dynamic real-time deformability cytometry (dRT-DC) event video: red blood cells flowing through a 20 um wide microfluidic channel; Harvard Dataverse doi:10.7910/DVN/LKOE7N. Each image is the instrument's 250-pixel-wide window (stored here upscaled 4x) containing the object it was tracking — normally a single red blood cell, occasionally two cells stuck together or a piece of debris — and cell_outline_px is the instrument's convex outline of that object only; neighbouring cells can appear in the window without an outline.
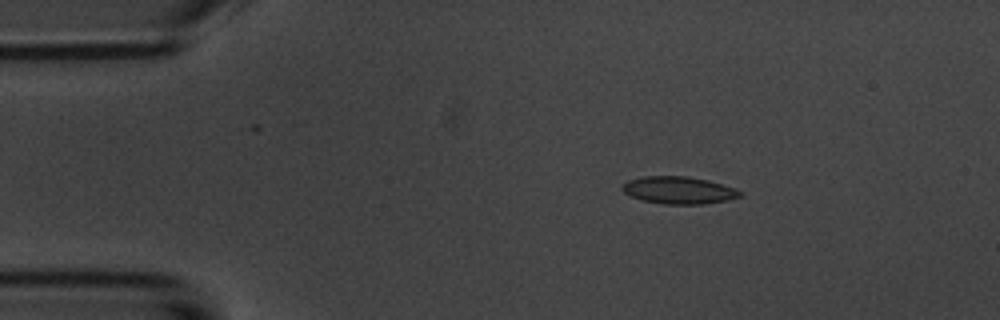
{"species": "common noctule bat (a hibernating species)", "species_latin": "Nyctalus noctula", "temperature_condition": "room temperature", "stored_images_in_passage": 3, "camera_frame_rate_fps": 3000, "um_per_image_px": 0.085, "animal": {"sex": "male", "body_mass_g": 20.1, "forearm_length_mm": 53.5}, "frame": {"image": 1, "passage_image": 2, "time_ms": 1.333, "image_size_px": [1000, 320], "cell_outline_px": [[740, 196], [728, 200], [704, 204], [664, 204], [640, 200], [624, 192], [620, 188], [628, 180], [640, 176], [688, 176], [708, 180], [732, 188], [740, 192]], "centroid_in_image_um": [57.63, 16.16], "position_along_channel_um": 27.4, "area_um2": 18.61}}